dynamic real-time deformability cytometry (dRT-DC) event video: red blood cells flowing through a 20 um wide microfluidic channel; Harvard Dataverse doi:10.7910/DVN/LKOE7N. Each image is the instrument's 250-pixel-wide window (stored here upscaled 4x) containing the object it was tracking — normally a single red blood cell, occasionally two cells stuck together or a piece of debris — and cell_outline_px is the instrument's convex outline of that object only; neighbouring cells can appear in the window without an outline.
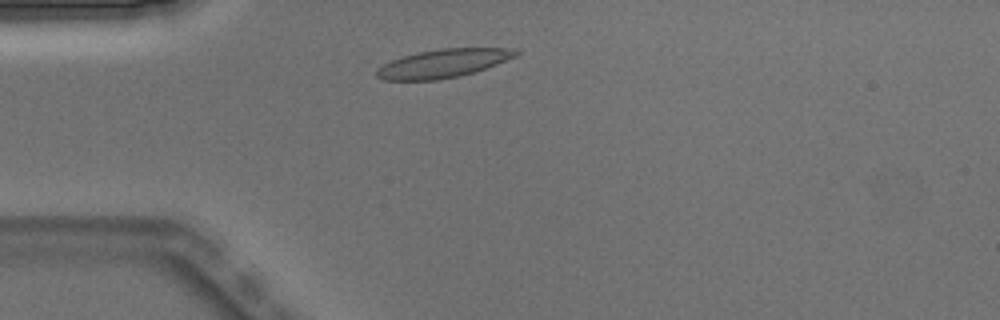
{"species": "Egyptian fruit bat (a non-hibernating species)", "species_latin": "Rousettus aegyptiacus", "temperature_condition": "warm", "stored_images_in_passage": 2, "camera_frame_rate_fps": 3000, "um_per_image_px": 0.085, "animal": {"sex": "male"}, "frame": {"image": 1, "passage_image": 1, "time_ms": 0.0, "image_size_px": [1000, 320], "cell_outline_px": [[520, 52], [516, 56], [496, 64], [460, 76], [436, 80], [380, 80], [376, 76], [376, 68], [392, 60], [404, 56], [420, 52], [440, 48], [516, 48]], "centroid_in_image_um": [37.65, 5.39], "position_along_channel_um": 47.4, "area_um2": 22.89}}